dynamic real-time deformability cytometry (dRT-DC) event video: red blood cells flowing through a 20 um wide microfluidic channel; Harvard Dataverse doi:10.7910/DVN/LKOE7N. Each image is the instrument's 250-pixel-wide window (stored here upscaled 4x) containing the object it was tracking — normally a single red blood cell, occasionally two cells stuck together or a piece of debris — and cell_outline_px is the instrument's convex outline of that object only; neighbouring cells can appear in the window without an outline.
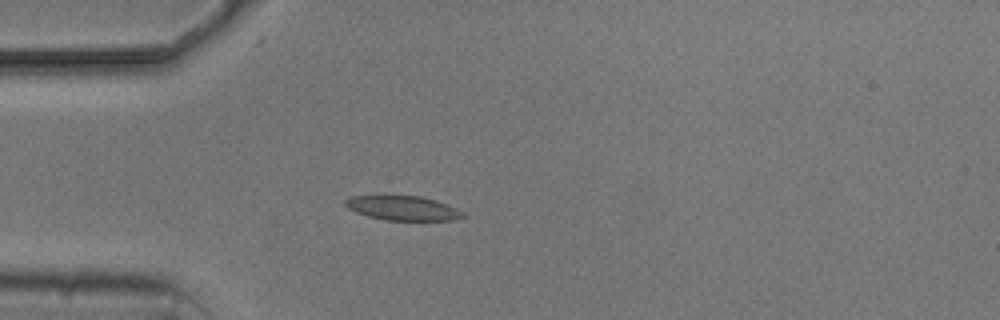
{"species": "common noctule bat (a hibernating species)", "species_latin": "Nyctalus noctula", "temperature_condition": "cold", "stored_images_in_passage": 4, "camera_frame_rate_fps": 3000, "um_per_image_px": 0.085, "animal": {"sex": "male", "body_mass_g": 20.5, "forearm_length_mm": 52.5}, "frame": {"image": 1, "passage_image": 4, "time_ms": 3.667, "image_size_px": [1000, 320], "cell_outline_px": [[468, 216], [452, 220], [384, 220], [368, 216], [356, 212], [348, 208], [344, 204], [344, 200], [352, 196], [420, 196], [436, 200], [448, 204], [464, 212]], "centroid_in_image_um": [34.27, 17.69], "position_along_channel_um": 50.7, "area_um2": 16.76}}